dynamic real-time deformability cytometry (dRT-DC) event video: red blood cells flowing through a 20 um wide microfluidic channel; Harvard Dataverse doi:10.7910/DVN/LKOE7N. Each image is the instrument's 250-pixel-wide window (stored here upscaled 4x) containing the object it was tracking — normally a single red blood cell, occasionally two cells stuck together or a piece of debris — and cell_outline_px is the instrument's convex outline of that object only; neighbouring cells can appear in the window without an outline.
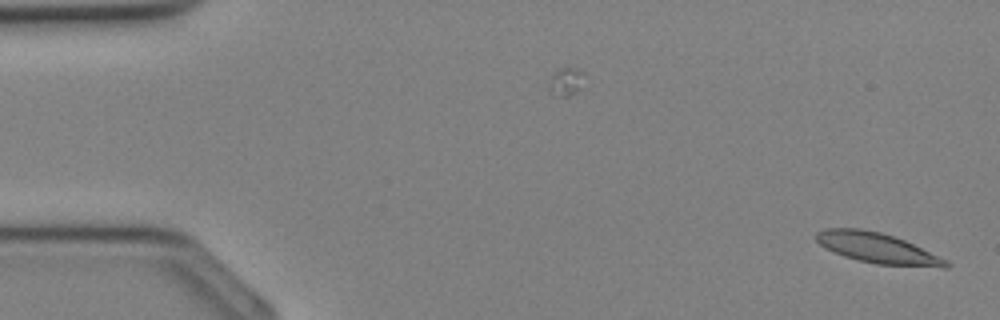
{"species": "Egyptian fruit bat (a non-hibernating species)", "species_latin": "Rousettus aegyptiacus", "temperature_condition": "cold", "stored_images_in_passage": 10, "camera_frame_rate_fps": 3000, "um_per_image_px": 0.085, "animal": {"sex": "female"}, "frame": {"image": 1, "passage_image": 10, "time_ms": 3.0, "image_size_px": [1000, 320], "cell_outline_px": [[952, 264], [948, 268], [944, 268], [876, 264], [844, 256], [820, 244], [816, 240], [816, 232], [824, 228], [860, 228], [880, 232], [904, 240], [948, 260]], "centroid_in_image_um": [74.62, 21.09], "position_along_channel_um": 10.4, "area_um2": 22.77}}